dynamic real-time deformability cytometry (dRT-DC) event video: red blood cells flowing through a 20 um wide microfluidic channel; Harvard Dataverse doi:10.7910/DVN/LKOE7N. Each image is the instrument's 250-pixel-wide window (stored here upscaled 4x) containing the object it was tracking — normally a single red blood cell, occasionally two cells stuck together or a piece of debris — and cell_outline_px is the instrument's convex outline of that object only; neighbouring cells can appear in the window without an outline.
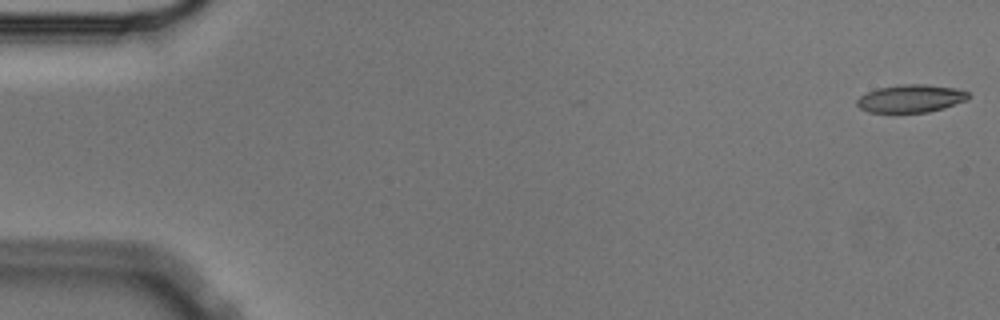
{"species": "Egyptian fruit bat (a non-hibernating species)", "species_latin": "Rousettus aegyptiacus", "temperature_condition": "cold", "stored_images_in_passage": 56, "camera_frame_rate_fps": 3000, "um_per_image_px": 0.085, "animal": {"sex": "male"}, "frame": {"image": 1, "passage_image": 1, "time_ms": 0.0, "image_size_px": [1000, 320], "cell_outline_px": [[972, 96], [968, 100], [944, 108], [928, 112], [892, 116], [868, 112], [860, 108], [856, 104], [856, 100], [860, 96], [876, 88], [900, 84], [928, 84], [956, 88], [968, 92]], "centroid_in_image_um": [77.39, 8.42], "position_along_channel_um": 7.6, "area_um2": 19.13}}
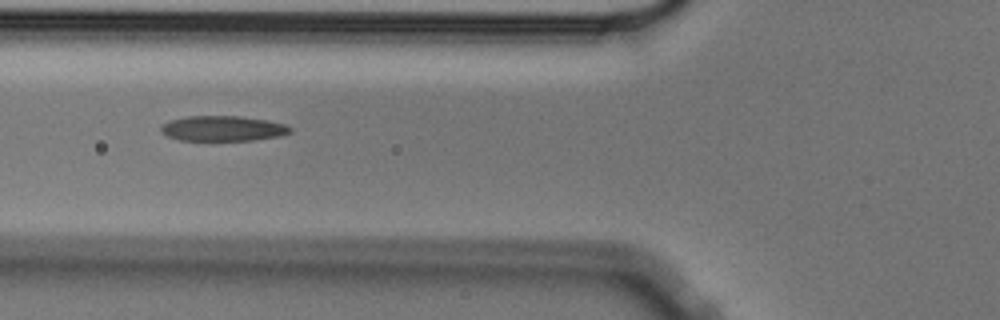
{"frame": {"image": 2, "passage_image": 21, "time_ms": 6.667, "image_size_px": [1000, 320], "cell_outline_px": [[292, 132], [280, 136], [252, 140], [180, 140], [168, 136], [160, 132], [160, 124], [168, 120], [188, 116], [240, 116], [268, 120], [284, 124], [292, 128]], "centroid_in_image_um": [18.91, 10.91], "position_along_channel_um": 106.9, "area_um2": 19.13}}
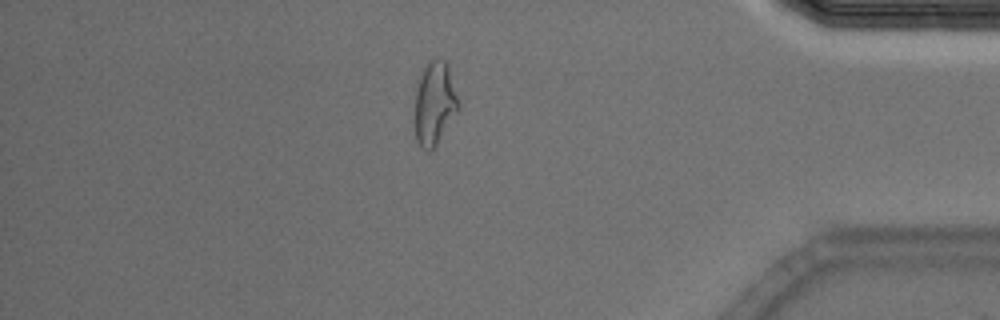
{"frame": {"image": 3, "passage_image": 48, "time_ms": 15.667, "image_size_px": [1000, 320], "cell_outline_px": [[460, 108], [436, 144], [428, 152], [420, 148], [416, 140], [416, 92], [420, 76], [428, 60], [436, 56], [444, 60], [448, 64], [460, 100]], "centroid_in_image_um": [36.98, 8.74], "position_along_channel_um": 398.2, "area_um2": 21.27}, "authors_computed_cell_mechanics": {"area_um2": 19.4786, "velocity_mm_per_s": 3.5885, "shape_relaxation_time_tau1_ms": 10.6118, "shape_relaxation_time_tau2_ms": 1.6901, "deformation_change_tau1": 0.2649, "deformation_change_tau2": 0.0879}}